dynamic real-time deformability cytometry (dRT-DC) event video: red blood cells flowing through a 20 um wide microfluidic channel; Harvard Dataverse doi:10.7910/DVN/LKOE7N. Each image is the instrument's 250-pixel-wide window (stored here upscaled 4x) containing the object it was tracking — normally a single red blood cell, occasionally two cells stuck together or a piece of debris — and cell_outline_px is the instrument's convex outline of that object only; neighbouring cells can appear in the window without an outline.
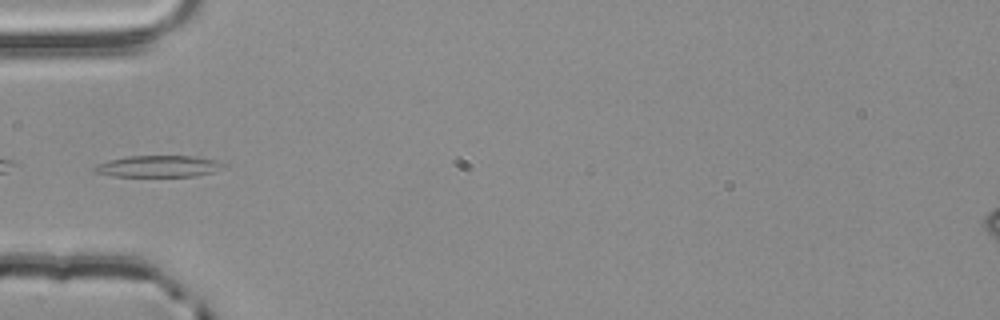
{"species": "common noctule bat (a hibernating species)", "species_latin": "Nyctalus noctula", "temperature_condition": "room temperature", "stored_images_in_passage": 37, "camera_frame_rate_fps": 3000, "um_per_image_px": 0.085, "animal": {"sex": "male", "body_mass_g": 20.4}, "frame": {"image": 1, "passage_image": 1, "time_ms": 0.0, "image_size_px": [1000, 320], "cell_outline_px": [[224, 164], [212, 172], [196, 176], [112, 176], [96, 172], [92, 168], [108, 160], [128, 156], [192, 156], [216, 160]], "centroid_in_image_um": [13.43, 14.13], "position_along_channel_um": 71.6, "area_um2": 15.84}}
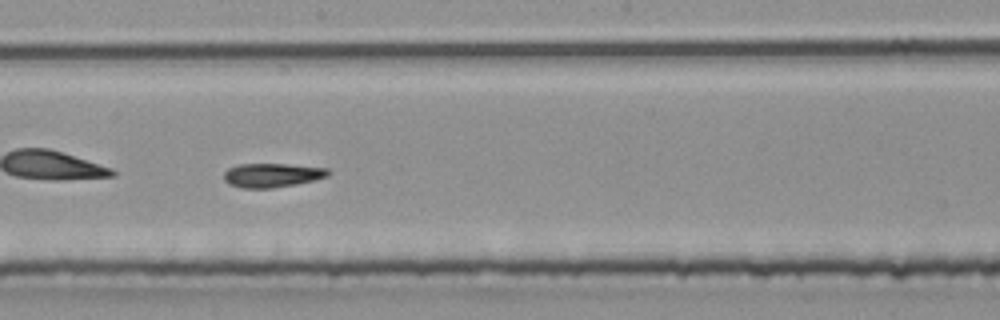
{"frame": {"image": 2, "passage_image": 13, "time_ms": 4.0, "image_size_px": [1000, 320], "cell_outline_px": [[332, 172], [328, 176], [296, 184], [272, 188], [240, 188], [228, 184], [224, 180], [224, 172], [228, 168], [240, 164], [288, 164], [328, 168]], "centroid_in_image_um": [23.12, 14.89], "position_along_channel_um": 225.1, "area_um2": 14.68}}
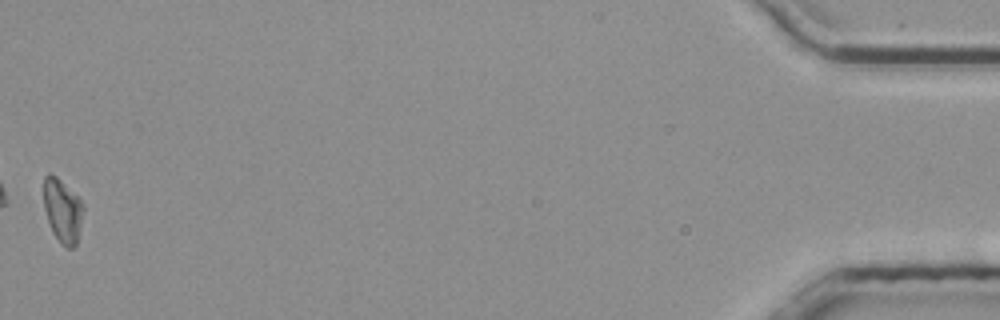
{"frame": {"image": 3, "passage_image": 37, "time_ms": 12.0, "image_size_px": [1000, 320], "cell_outline_px": [[84, 208], [76, 244], [72, 248], [64, 248], [60, 244], [52, 232], [44, 208], [44, 176], [56, 176], [84, 204]], "centroid_in_image_um": [5.32, 17.97], "position_along_channel_um": 429.9, "area_um2": 14.39}, "authors_computed_cell_mechanics": {"area_um2": 14.5656, "velocity_mm_per_s": 3.833, "shape_relaxation_time_tau1_ms": 10.3098, "shape_relaxation_time_tau2_ms": 8.3093, "deformation_change_tau1": 0.2568, "deformation_change_tau2": 0.182}}